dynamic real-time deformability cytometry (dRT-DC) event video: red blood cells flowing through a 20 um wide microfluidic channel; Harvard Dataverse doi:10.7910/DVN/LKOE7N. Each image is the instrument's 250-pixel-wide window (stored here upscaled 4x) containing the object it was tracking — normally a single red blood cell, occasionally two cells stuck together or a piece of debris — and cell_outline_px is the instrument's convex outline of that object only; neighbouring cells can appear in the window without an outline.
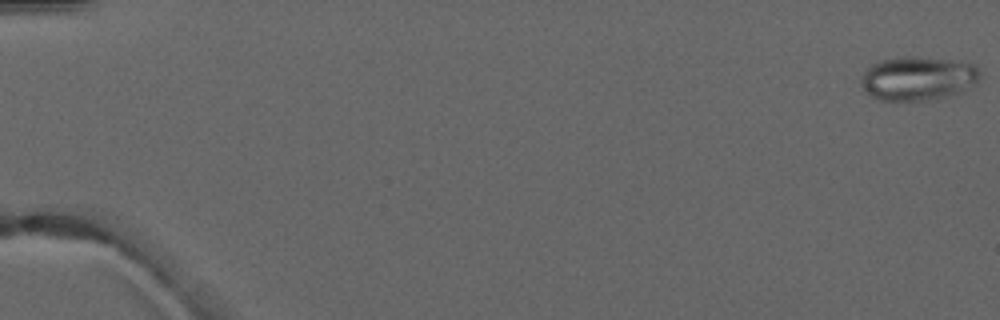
{"species": "common noctule bat (a hibernating species)", "species_latin": "Nyctalus noctula", "temperature_condition": "warm", "stored_images_in_passage": 6, "camera_frame_rate_fps": 3000, "um_per_image_px": 0.085, "animal": {"sex": "male", "forearm_length_mm": 52.5}, "frame": {"image": 1, "passage_image": 1, "time_ms": 0.0, "image_size_px": [1000, 320], "cell_outline_px": [[980, 76], [964, 92], [936, 100], [880, 100], [872, 96], [860, 84], [860, 80], [864, 72], [872, 64], [880, 60], [900, 56], [908, 56], [944, 60], [976, 64], [980, 72]], "centroid_in_image_um": [78.02, 6.67], "position_along_channel_um": 7.0, "area_um2": 30.35}}